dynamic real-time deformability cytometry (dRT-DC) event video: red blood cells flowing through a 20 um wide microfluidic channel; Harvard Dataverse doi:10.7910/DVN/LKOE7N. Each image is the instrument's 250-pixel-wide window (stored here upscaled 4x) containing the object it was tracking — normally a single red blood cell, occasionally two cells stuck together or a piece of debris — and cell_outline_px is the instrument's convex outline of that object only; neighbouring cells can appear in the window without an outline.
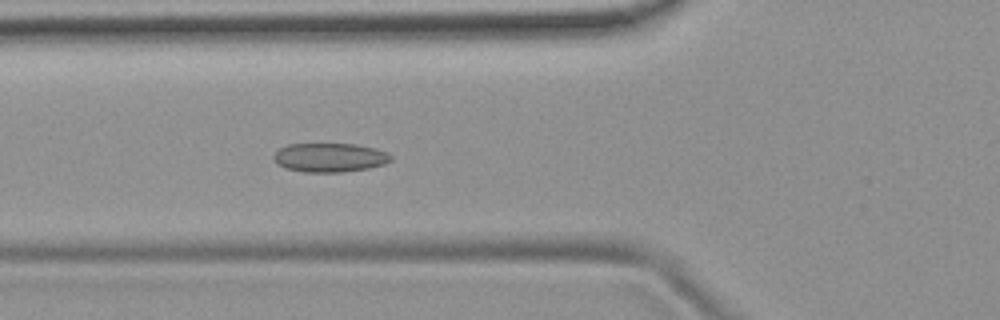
{"species": "common noctule bat (a hibernating species)", "species_latin": "Nyctalus noctula", "temperature_condition": "room temperature", "stored_images_in_passage": 53, "camera_frame_rate_fps": 3000, "um_per_image_px": 0.085, "animal": {"sex": "female", "body_mass_g": 19.9}, "frame": {"image": 1, "passage_image": 19, "time_ms": 6.0, "image_size_px": [1000, 320], "cell_outline_px": [[392, 160], [384, 164], [368, 168], [344, 172], [304, 172], [284, 168], [276, 164], [272, 156], [280, 148], [288, 144], [356, 144], [376, 148], [388, 152], [392, 156]], "centroid_in_image_um": [28.03, 13.39], "position_along_channel_um": 97.8, "area_um2": 20.0}}
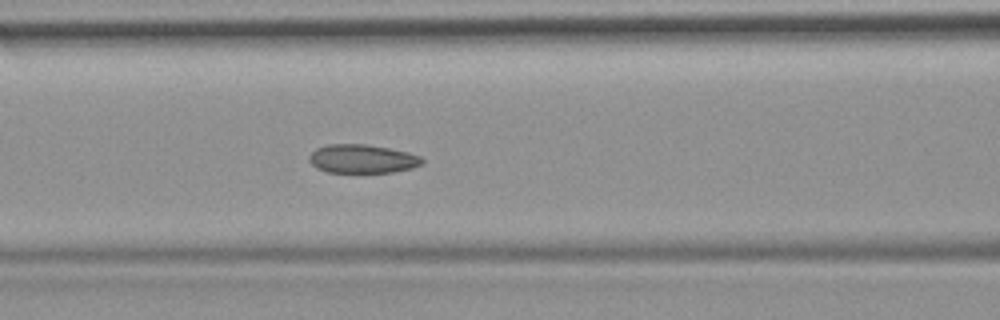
{"frame": {"image": 2, "passage_image": 22, "time_ms": 7.0, "image_size_px": [1000, 320], "cell_outline_px": [[424, 160], [420, 164], [412, 168], [392, 172], [328, 172], [316, 168], [308, 160], [308, 156], [316, 148], [328, 144], [368, 144], [408, 152], [420, 156]], "centroid_in_image_um": [30.77, 13.49], "position_along_channel_um": 135.8, "area_um2": 18.84}}
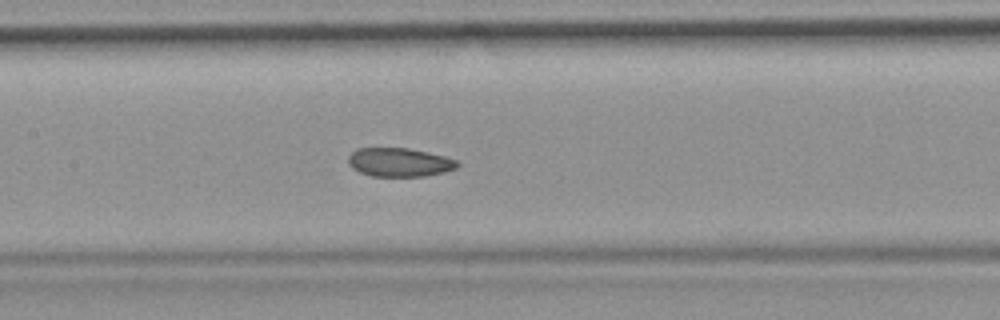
{"frame": {"image": 3, "passage_image": 25, "time_ms": 8.0, "image_size_px": [1000, 320], "cell_outline_px": [[460, 164], [456, 168], [444, 172], [424, 176], [372, 176], [360, 172], [352, 168], [348, 164], [348, 156], [356, 148], [408, 148], [444, 156], [456, 160]], "centroid_in_image_um": [33.92, 13.79], "position_along_channel_um": 173.5, "area_um2": 18.21}, "authors_computed_cell_mechanics": {"area_um2": 19.7098, "velocity_mm_per_s": 3.7761, "shape_relaxation_time_tau1_ms": null, "shape_relaxation_time_tau2_ms": 2.1563, "deformation_change_tau1": null, "deformation_change_tau2": 0.0768}}